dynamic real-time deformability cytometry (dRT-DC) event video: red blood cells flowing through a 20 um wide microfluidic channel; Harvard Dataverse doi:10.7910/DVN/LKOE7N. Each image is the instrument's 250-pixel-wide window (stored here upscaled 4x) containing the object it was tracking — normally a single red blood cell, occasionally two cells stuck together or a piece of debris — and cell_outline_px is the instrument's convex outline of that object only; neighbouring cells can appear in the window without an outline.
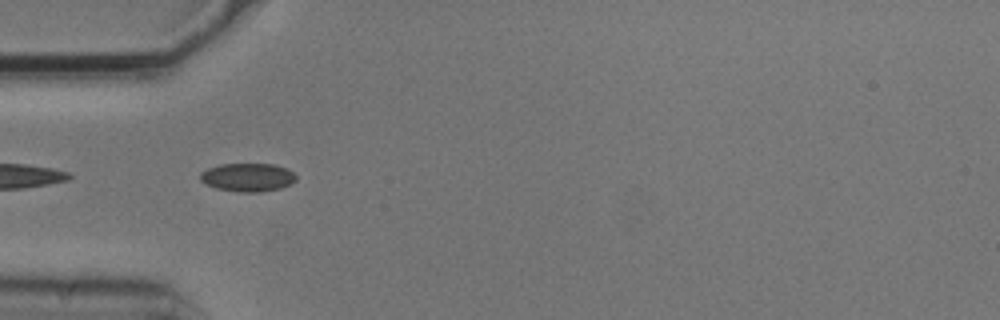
{"species": "common noctule bat (a hibernating species)", "species_latin": "Nyctalus noctula", "temperature_condition": "cold", "stored_images_in_passage": 8, "camera_frame_rate_fps": 3000, "um_per_image_px": 0.085, "animal": {"sex": "male", "body_mass_g": 20.5, "forearm_length_mm": 52.5}, "frame": {"image": 1, "passage_image": 2, "time_ms": 0.333, "image_size_px": [1000, 320], "cell_outline_px": [[296, 180], [292, 184], [280, 188], [260, 192], [240, 192], [216, 188], [200, 180], [200, 172], [208, 168], [220, 164], [272, 164], [288, 168], [296, 176]], "centroid_in_image_um": [21.07, 15.07], "position_along_channel_um": 63.9, "area_um2": 15.84}}
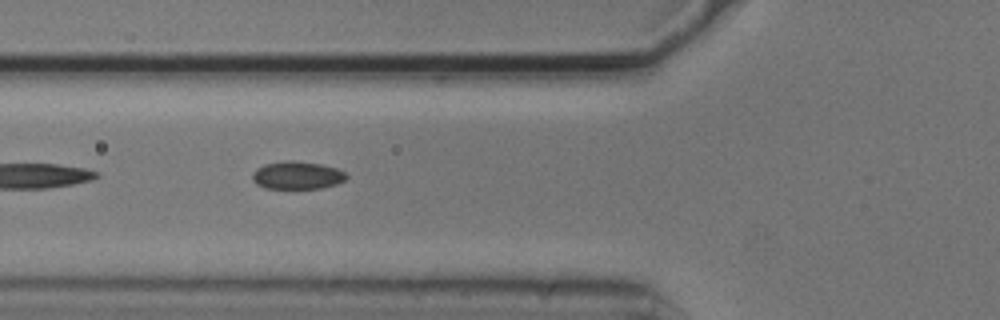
{"frame": {"image": 2, "passage_image": 5, "time_ms": 1.333, "image_size_px": [1000, 320], "cell_outline_px": [[348, 176], [344, 180], [336, 184], [320, 188], [264, 188], [256, 184], [252, 180], [252, 172], [256, 168], [264, 164], [288, 160], [292, 160], [320, 164], [336, 168], [344, 172]], "centroid_in_image_um": [25.22, 14.89], "position_along_channel_um": 100.6, "area_um2": 15.2}}